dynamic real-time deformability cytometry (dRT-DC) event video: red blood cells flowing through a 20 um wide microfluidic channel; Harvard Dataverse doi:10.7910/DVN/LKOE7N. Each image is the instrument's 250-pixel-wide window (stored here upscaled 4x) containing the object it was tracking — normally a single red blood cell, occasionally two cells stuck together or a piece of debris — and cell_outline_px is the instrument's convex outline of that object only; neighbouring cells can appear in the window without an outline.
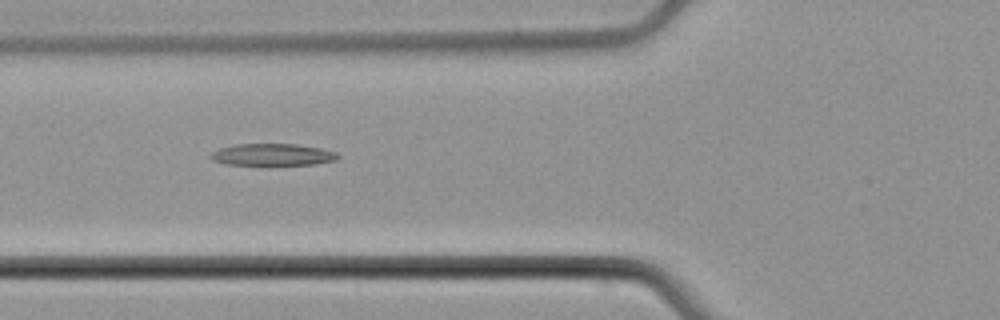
{"species": "common noctule bat (a hibernating species)", "species_latin": "Nyctalus noctula", "temperature_condition": "cold", "stored_images_in_passage": 6, "camera_frame_rate_fps": 3000, "um_per_image_px": 0.085, "animal": {"sex": "male", "body_mass_g": 21.5, "forearm_length_mm": 52.0}, "frame": {"image": 1, "passage_image": 5, "time_ms": 5.667, "image_size_px": [1000, 320], "cell_outline_px": [[340, 156], [336, 160], [316, 164], [228, 164], [212, 160], [208, 156], [212, 152], [220, 148], [236, 144], [296, 144], [320, 148], [336, 152]], "centroid_in_image_um": [23.17, 13.13], "position_along_channel_um": 102.6, "area_um2": 16.01}}
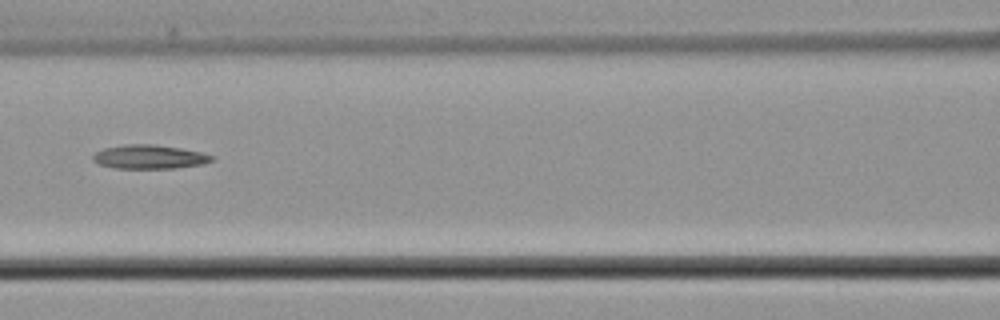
{"frame": {"image": 2, "passage_image": 6, "time_ms": 7.0, "image_size_px": [1000, 320], "cell_outline_px": [[212, 160], [204, 164], [172, 168], [116, 168], [100, 164], [92, 160], [92, 156], [96, 152], [104, 148], [124, 144], [156, 144], [180, 148], [200, 152], [212, 156]], "centroid_in_image_um": [12.66, 13.32], "position_along_channel_um": 153.9, "area_um2": 16.42}}